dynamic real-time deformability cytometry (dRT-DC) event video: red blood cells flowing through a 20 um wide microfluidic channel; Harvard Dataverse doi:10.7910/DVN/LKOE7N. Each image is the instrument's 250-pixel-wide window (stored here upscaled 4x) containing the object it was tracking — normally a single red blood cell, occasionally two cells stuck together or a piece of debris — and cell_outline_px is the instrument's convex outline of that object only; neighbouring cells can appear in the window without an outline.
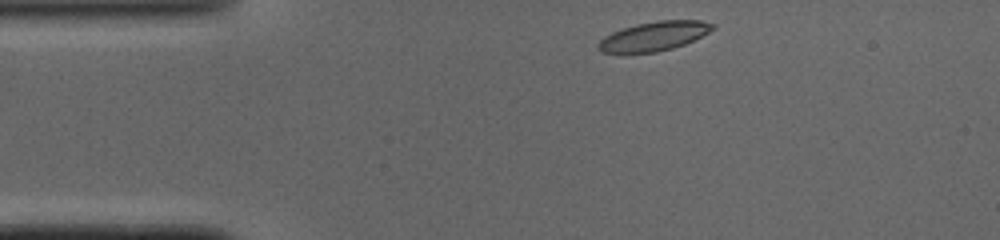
{"species": "common noctule bat (a hibernating species)", "species_latin": "Nyctalus noctula", "temperature_condition": "cold", "stored_images_in_passage": 41, "camera_frame_rate_fps": 3000, "um_per_image_px": 0.085, "animal": {"sex": "male", "body_mass_g": 19.0, "forearm_length_mm": 50.8}, "frame": {"image": 1, "passage_image": 1, "time_ms": 0.0, "image_size_px": [1000, 240], "cell_outline_px": [[716, 28], [684, 44], [672, 48], [656, 52], [600, 52], [596, 48], [596, 44], [604, 36], [612, 32], [636, 24], [660, 20], [700, 20], [716, 24]], "centroid_in_image_um": [55.58, 3.06], "position_along_channel_um": 29.4, "area_um2": 19.31}}
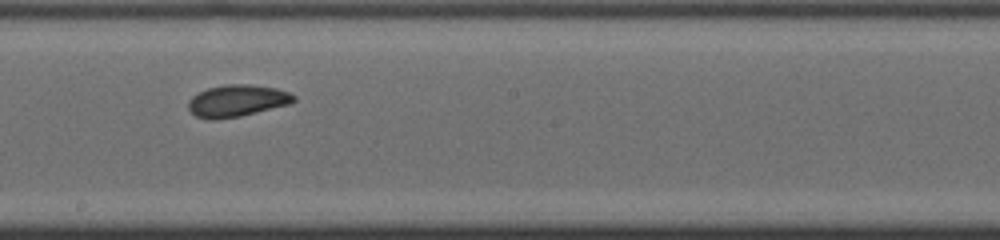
{"frame": {"image": 2, "passage_image": 19, "time_ms": 6.0, "image_size_px": [1000, 240], "cell_outline_px": [[296, 100], [292, 104], [240, 116], [216, 120], [208, 120], [196, 116], [188, 108], [188, 100], [192, 96], [208, 88], [224, 84], [248, 84], [276, 88], [288, 92], [296, 96]], "centroid_in_image_um": [20.16, 8.57], "position_along_channel_um": 228.0, "area_um2": 19.77}}
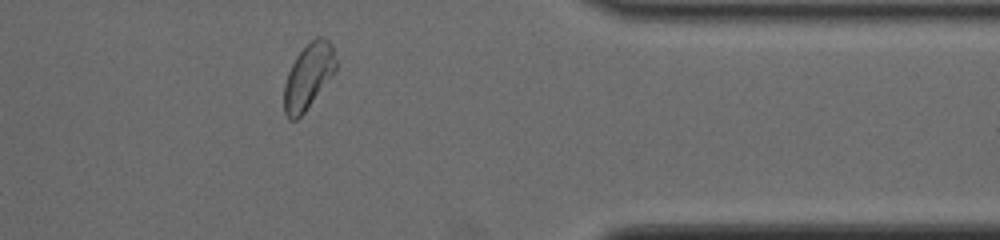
{"frame": {"image": 3, "passage_image": 32, "time_ms": 10.333, "image_size_px": [1000, 240], "cell_outline_px": [[336, 68], [304, 112], [296, 120], [288, 120], [284, 112], [284, 84], [288, 72], [296, 56], [316, 36], [324, 36], [332, 44], [336, 60]], "centroid_in_image_um": [26.18, 6.47], "position_along_channel_um": 385.2, "area_um2": 19.31}, "authors_computed_cell_mechanics": {"area_um2": 19.8254, "velocity_mm_per_s": 4.0635, "shape_relaxation_time_tau1_ms": 3.0539, "shape_relaxation_time_tau2_ms": 3.2336, "deformation_change_tau1": 0.0966, "deformation_change_tau2": 0.0806}}